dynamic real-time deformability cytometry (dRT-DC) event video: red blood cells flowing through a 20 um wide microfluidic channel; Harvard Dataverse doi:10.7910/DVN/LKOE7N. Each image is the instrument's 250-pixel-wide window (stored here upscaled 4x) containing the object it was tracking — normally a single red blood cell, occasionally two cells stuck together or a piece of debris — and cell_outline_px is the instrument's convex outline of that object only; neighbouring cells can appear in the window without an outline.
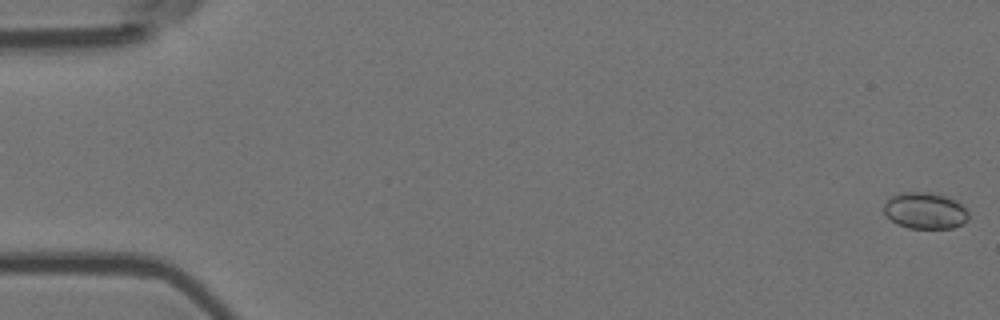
{"species": "Egyptian fruit bat (a non-hibernating species)", "species_latin": "Rousettus aegyptiacus", "temperature_condition": "room temperature", "stored_images_in_passage": 56, "camera_frame_rate_fps": 3000, "um_per_image_px": 0.085, "animal": {"sex": "female"}, "frame": {"image": 1, "passage_image": 1, "time_ms": 0.0, "image_size_px": [1000, 320], "cell_outline_px": [[968, 220], [952, 228], [908, 228], [896, 224], [884, 216], [884, 204], [892, 196], [900, 192], [928, 192], [944, 196], [956, 200], [968, 212]], "centroid_in_image_um": [78.59, 17.91], "position_along_channel_um": 6.4, "area_um2": 17.98}}
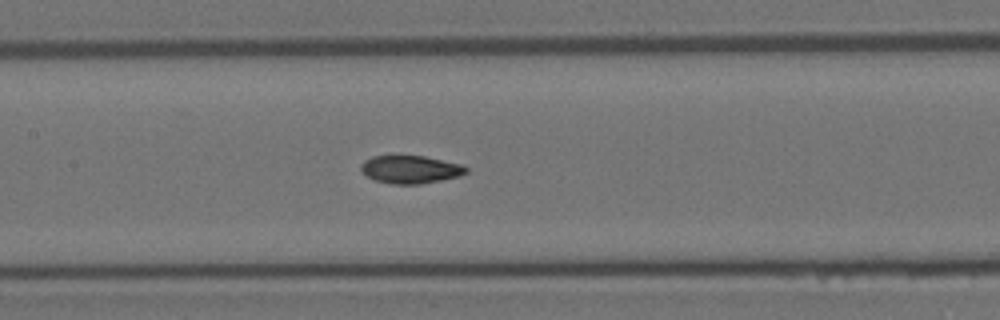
{"frame": {"image": 2, "passage_image": 27, "time_ms": 8.667, "image_size_px": [1000, 320], "cell_outline_px": [[468, 172], [460, 176], [420, 184], [392, 184], [376, 180], [368, 176], [360, 168], [360, 164], [364, 160], [372, 156], [424, 156], [464, 164], [468, 168]], "centroid_in_image_um": [34.93, 14.39], "position_along_channel_um": 172.5, "area_um2": 17.11}}
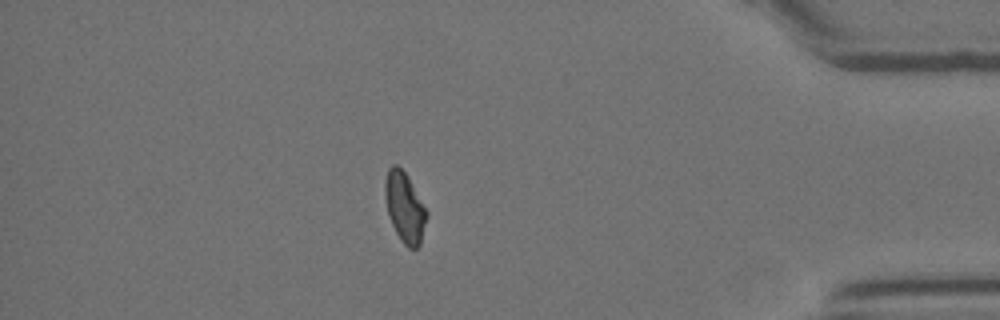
{"frame": {"image": 3, "passage_image": 49, "time_ms": 16.0, "image_size_px": [1000, 320], "cell_outline_px": [[428, 216], [420, 244], [416, 248], [408, 248], [400, 240], [388, 216], [384, 196], [384, 184], [388, 168], [392, 164], [396, 164], [408, 176], [428, 212]], "centroid_in_image_um": [34.39, 17.62], "position_along_channel_um": 400.8, "area_um2": 17.17}, "authors_computed_cell_mechanics": {"area_um2": 17.4267, "velocity_mm_per_s": 3.6454, "shape_relaxation_time_tau1_ms": 8.999, "shape_relaxation_time_tau2_ms": 2.422, "deformation_change_tau1": 0.1574, "deformation_change_tau2": 0.0709}}